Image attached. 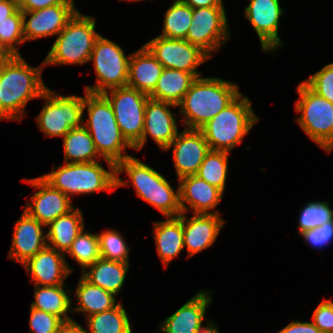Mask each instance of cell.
I'll use <instances>...</instances> for the list:
<instances>
[{
    "instance_id": "cell-1",
    "label": "cell",
    "mask_w": 333,
    "mask_h": 333,
    "mask_svg": "<svg viewBox=\"0 0 333 333\" xmlns=\"http://www.w3.org/2000/svg\"><path fill=\"white\" fill-rule=\"evenodd\" d=\"M240 94L235 83L220 78H196L180 106L186 129L199 130Z\"/></svg>"
},
{
    "instance_id": "cell-2",
    "label": "cell",
    "mask_w": 333,
    "mask_h": 333,
    "mask_svg": "<svg viewBox=\"0 0 333 333\" xmlns=\"http://www.w3.org/2000/svg\"><path fill=\"white\" fill-rule=\"evenodd\" d=\"M43 66L44 62L40 67L29 66L21 55L0 62L1 102L16 121L26 114L24 107L28 101L40 98L47 88L41 77Z\"/></svg>"
},
{
    "instance_id": "cell-3",
    "label": "cell",
    "mask_w": 333,
    "mask_h": 333,
    "mask_svg": "<svg viewBox=\"0 0 333 333\" xmlns=\"http://www.w3.org/2000/svg\"><path fill=\"white\" fill-rule=\"evenodd\" d=\"M83 108L88 109V120L83 126L90 133L99 155L110 169L131 155H122L126 147H134L125 139L116 122L113 108L103 94L85 92Z\"/></svg>"
},
{
    "instance_id": "cell-4",
    "label": "cell",
    "mask_w": 333,
    "mask_h": 333,
    "mask_svg": "<svg viewBox=\"0 0 333 333\" xmlns=\"http://www.w3.org/2000/svg\"><path fill=\"white\" fill-rule=\"evenodd\" d=\"M125 171L132 181L136 194L154 206L165 217H177L182 213L179 186L177 191L156 170L138 159L128 156L116 165V187L128 186L118 175Z\"/></svg>"
},
{
    "instance_id": "cell-5",
    "label": "cell",
    "mask_w": 333,
    "mask_h": 333,
    "mask_svg": "<svg viewBox=\"0 0 333 333\" xmlns=\"http://www.w3.org/2000/svg\"><path fill=\"white\" fill-rule=\"evenodd\" d=\"M248 97L240 93L199 130L210 150L231 152L258 121Z\"/></svg>"
},
{
    "instance_id": "cell-6",
    "label": "cell",
    "mask_w": 333,
    "mask_h": 333,
    "mask_svg": "<svg viewBox=\"0 0 333 333\" xmlns=\"http://www.w3.org/2000/svg\"><path fill=\"white\" fill-rule=\"evenodd\" d=\"M96 21L79 11L68 21L53 43L44 66L50 64H84L89 62L96 39L100 34L95 31Z\"/></svg>"
},
{
    "instance_id": "cell-7",
    "label": "cell",
    "mask_w": 333,
    "mask_h": 333,
    "mask_svg": "<svg viewBox=\"0 0 333 333\" xmlns=\"http://www.w3.org/2000/svg\"><path fill=\"white\" fill-rule=\"evenodd\" d=\"M104 169L99 161L85 163H66L53 167L51 173L42 177L54 188L70 197L74 194H89L115 190L116 169Z\"/></svg>"
},
{
    "instance_id": "cell-8",
    "label": "cell",
    "mask_w": 333,
    "mask_h": 333,
    "mask_svg": "<svg viewBox=\"0 0 333 333\" xmlns=\"http://www.w3.org/2000/svg\"><path fill=\"white\" fill-rule=\"evenodd\" d=\"M295 110L302 130L327 153L333 150V103L319 96L305 82L298 85Z\"/></svg>"
},
{
    "instance_id": "cell-9",
    "label": "cell",
    "mask_w": 333,
    "mask_h": 333,
    "mask_svg": "<svg viewBox=\"0 0 333 333\" xmlns=\"http://www.w3.org/2000/svg\"><path fill=\"white\" fill-rule=\"evenodd\" d=\"M130 56H125L120 46L100 35L89 59L94 62L97 81L94 86H87L85 92L103 94L107 89L127 86Z\"/></svg>"
},
{
    "instance_id": "cell-10",
    "label": "cell",
    "mask_w": 333,
    "mask_h": 333,
    "mask_svg": "<svg viewBox=\"0 0 333 333\" xmlns=\"http://www.w3.org/2000/svg\"><path fill=\"white\" fill-rule=\"evenodd\" d=\"M40 98L45 99V105L36 120L45 136L64 137L71 129L83 126L84 97L63 96L46 88Z\"/></svg>"
},
{
    "instance_id": "cell-11",
    "label": "cell",
    "mask_w": 333,
    "mask_h": 333,
    "mask_svg": "<svg viewBox=\"0 0 333 333\" xmlns=\"http://www.w3.org/2000/svg\"><path fill=\"white\" fill-rule=\"evenodd\" d=\"M103 95L110 102L122 135L134 147L143 134L145 106L149 95L125 86L110 89Z\"/></svg>"
},
{
    "instance_id": "cell-12",
    "label": "cell",
    "mask_w": 333,
    "mask_h": 333,
    "mask_svg": "<svg viewBox=\"0 0 333 333\" xmlns=\"http://www.w3.org/2000/svg\"><path fill=\"white\" fill-rule=\"evenodd\" d=\"M224 7L194 8L186 41L200 48L210 58L229 38Z\"/></svg>"
},
{
    "instance_id": "cell-13",
    "label": "cell",
    "mask_w": 333,
    "mask_h": 333,
    "mask_svg": "<svg viewBox=\"0 0 333 333\" xmlns=\"http://www.w3.org/2000/svg\"><path fill=\"white\" fill-rule=\"evenodd\" d=\"M163 68L177 69L201 76L197 67L210 57L185 39H170L157 36L145 44Z\"/></svg>"
},
{
    "instance_id": "cell-14",
    "label": "cell",
    "mask_w": 333,
    "mask_h": 333,
    "mask_svg": "<svg viewBox=\"0 0 333 333\" xmlns=\"http://www.w3.org/2000/svg\"><path fill=\"white\" fill-rule=\"evenodd\" d=\"M35 189H40L32 197V203H27L24 211L47 227L59 216L74 209L71 197L54 188L42 176L27 180Z\"/></svg>"
},
{
    "instance_id": "cell-15",
    "label": "cell",
    "mask_w": 333,
    "mask_h": 333,
    "mask_svg": "<svg viewBox=\"0 0 333 333\" xmlns=\"http://www.w3.org/2000/svg\"><path fill=\"white\" fill-rule=\"evenodd\" d=\"M173 147V159L178 180L196 175L201 163L210 152V147L202 132L197 129H184L164 150Z\"/></svg>"
},
{
    "instance_id": "cell-16",
    "label": "cell",
    "mask_w": 333,
    "mask_h": 333,
    "mask_svg": "<svg viewBox=\"0 0 333 333\" xmlns=\"http://www.w3.org/2000/svg\"><path fill=\"white\" fill-rule=\"evenodd\" d=\"M168 107H176V105L158 101L149 98L145 106L144 126L141 140L134 146L135 150H140L144 146L147 136L165 150L178 134V127L171 109Z\"/></svg>"
},
{
    "instance_id": "cell-17",
    "label": "cell",
    "mask_w": 333,
    "mask_h": 333,
    "mask_svg": "<svg viewBox=\"0 0 333 333\" xmlns=\"http://www.w3.org/2000/svg\"><path fill=\"white\" fill-rule=\"evenodd\" d=\"M75 4H60L35 11H22L25 41L59 34L78 11ZM27 16H31L26 21Z\"/></svg>"
},
{
    "instance_id": "cell-18",
    "label": "cell",
    "mask_w": 333,
    "mask_h": 333,
    "mask_svg": "<svg viewBox=\"0 0 333 333\" xmlns=\"http://www.w3.org/2000/svg\"><path fill=\"white\" fill-rule=\"evenodd\" d=\"M279 3V0H250L245 8V17L257 32L265 52L282 45L278 36V24L283 9Z\"/></svg>"
},
{
    "instance_id": "cell-19",
    "label": "cell",
    "mask_w": 333,
    "mask_h": 333,
    "mask_svg": "<svg viewBox=\"0 0 333 333\" xmlns=\"http://www.w3.org/2000/svg\"><path fill=\"white\" fill-rule=\"evenodd\" d=\"M37 286H57L72 273L64 253L46 246L22 264Z\"/></svg>"
},
{
    "instance_id": "cell-20",
    "label": "cell",
    "mask_w": 333,
    "mask_h": 333,
    "mask_svg": "<svg viewBox=\"0 0 333 333\" xmlns=\"http://www.w3.org/2000/svg\"><path fill=\"white\" fill-rule=\"evenodd\" d=\"M42 226L45 225L24 211L15 223L8 258L23 264L44 249L47 246V235H43Z\"/></svg>"
},
{
    "instance_id": "cell-21",
    "label": "cell",
    "mask_w": 333,
    "mask_h": 333,
    "mask_svg": "<svg viewBox=\"0 0 333 333\" xmlns=\"http://www.w3.org/2000/svg\"><path fill=\"white\" fill-rule=\"evenodd\" d=\"M225 221L216 213H194L187 219L183 213V240L188 256L210 247L216 240Z\"/></svg>"
},
{
    "instance_id": "cell-22",
    "label": "cell",
    "mask_w": 333,
    "mask_h": 333,
    "mask_svg": "<svg viewBox=\"0 0 333 333\" xmlns=\"http://www.w3.org/2000/svg\"><path fill=\"white\" fill-rule=\"evenodd\" d=\"M178 181L182 213L185 214L188 211L187 204L193 210V214H219L216 211H209L221 202L223 192L219 188L212 186L197 175L185 176Z\"/></svg>"
},
{
    "instance_id": "cell-23",
    "label": "cell",
    "mask_w": 333,
    "mask_h": 333,
    "mask_svg": "<svg viewBox=\"0 0 333 333\" xmlns=\"http://www.w3.org/2000/svg\"><path fill=\"white\" fill-rule=\"evenodd\" d=\"M209 293L210 291L200 290L174 314L166 318L163 324H160L159 330L164 333H196L212 301Z\"/></svg>"
},
{
    "instance_id": "cell-24",
    "label": "cell",
    "mask_w": 333,
    "mask_h": 333,
    "mask_svg": "<svg viewBox=\"0 0 333 333\" xmlns=\"http://www.w3.org/2000/svg\"><path fill=\"white\" fill-rule=\"evenodd\" d=\"M163 65L143 45L129 59L127 86L149 95L155 88Z\"/></svg>"
},
{
    "instance_id": "cell-25",
    "label": "cell",
    "mask_w": 333,
    "mask_h": 333,
    "mask_svg": "<svg viewBox=\"0 0 333 333\" xmlns=\"http://www.w3.org/2000/svg\"><path fill=\"white\" fill-rule=\"evenodd\" d=\"M166 218V221L153 224V238H155L158 255L167 268L172 259L184 249L183 213L177 217Z\"/></svg>"
},
{
    "instance_id": "cell-26",
    "label": "cell",
    "mask_w": 333,
    "mask_h": 333,
    "mask_svg": "<svg viewBox=\"0 0 333 333\" xmlns=\"http://www.w3.org/2000/svg\"><path fill=\"white\" fill-rule=\"evenodd\" d=\"M195 79L196 77L192 73L163 68L149 98L168 102L178 107Z\"/></svg>"
},
{
    "instance_id": "cell-27",
    "label": "cell",
    "mask_w": 333,
    "mask_h": 333,
    "mask_svg": "<svg viewBox=\"0 0 333 333\" xmlns=\"http://www.w3.org/2000/svg\"><path fill=\"white\" fill-rule=\"evenodd\" d=\"M79 208L59 216L51 222L47 231V246L59 252H68L72 242L84 229V218Z\"/></svg>"
},
{
    "instance_id": "cell-28",
    "label": "cell",
    "mask_w": 333,
    "mask_h": 333,
    "mask_svg": "<svg viewBox=\"0 0 333 333\" xmlns=\"http://www.w3.org/2000/svg\"><path fill=\"white\" fill-rule=\"evenodd\" d=\"M87 268L90 271L84 270L82 274L87 281L117 296L124 284L129 263L99 258Z\"/></svg>"
},
{
    "instance_id": "cell-29",
    "label": "cell",
    "mask_w": 333,
    "mask_h": 333,
    "mask_svg": "<svg viewBox=\"0 0 333 333\" xmlns=\"http://www.w3.org/2000/svg\"><path fill=\"white\" fill-rule=\"evenodd\" d=\"M75 296L79 306L71 312H87V315L83 313L86 317L110 310L117 305L113 293L91 284L82 275L75 290Z\"/></svg>"
},
{
    "instance_id": "cell-30",
    "label": "cell",
    "mask_w": 333,
    "mask_h": 333,
    "mask_svg": "<svg viewBox=\"0 0 333 333\" xmlns=\"http://www.w3.org/2000/svg\"><path fill=\"white\" fill-rule=\"evenodd\" d=\"M66 286V284L57 286L35 285V301L32 302L31 307L54 314L60 317L63 321L71 320L72 318H70L67 313L72 310V301L68 296L70 291H65L64 287Z\"/></svg>"
},
{
    "instance_id": "cell-31",
    "label": "cell",
    "mask_w": 333,
    "mask_h": 333,
    "mask_svg": "<svg viewBox=\"0 0 333 333\" xmlns=\"http://www.w3.org/2000/svg\"><path fill=\"white\" fill-rule=\"evenodd\" d=\"M63 146L65 163L95 162L97 157L101 158L90 133L84 126L71 129L63 137Z\"/></svg>"
},
{
    "instance_id": "cell-32",
    "label": "cell",
    "mask_w": 333,
    "mask_h": 333,
    "mask_svg": "<svg viewBox=\"0 0 333 333\" xmlns=\"http://www.w3.org/2000/svg\"><path fill=\"white\" fill-rule=\"evenodd\" d=\"M87 321L88 333H132L131 323L121 303L110 310L87 317Z\"/></svg>"
},
{
    "instance_id": "cell-33",
    "label": "cell",
    "mask_w": 333,
    "mask_h": 333,
    "mask_svg": "<svg viewBox=\"0 0 333 333\" xmlns=\"http://www.w3.org/2000/svg\"><path fill=\"white\" fill-rule=\"evenodd\" d=\"M193 9L181 0H175L164 14V28L159 36L185 39L192 22Z\"/></svg>"
},
{
    "instance_id": "cell-34",
    "label": "cell",
    "mask_w": 333,
    "mask_h": 333,
    "mask_svg": "<svg viewBox=\"0 0 333 333\" xmlns=\"http://www.w3.org/2000/svg\"><path fill=\"white\" fill-rule=\"evenodd\" d=\"M228 153L210 150L196 174L212 186L219 188L223 193L228 170Z\"/></svg>"
},
{
    "instance_id": "cell-35",
    "label": "cell",
    "mask_w": 333,
    "mask_h": 333,
    "mask_svg": "<svg viewBox=\"0 0 333 333\" xmlns=\"http://www.w3.org/2000/svg\"><path fill=\"white\" fill-rule=\"evenodd\" d=\"M67 253L82 266V272L87 270L88 266L101 258L98 235L96 233H84L83 229L72 242Z\"/></svg>"
},
{
    "instance_id": "cell-36",
    "label": "cell",
    "mask_w": 333,
    "mask_h": 333,
    "mask_svg": "<svg viewBox=\"0 0 333 333\" xmlns=\"http://www.w3.org/2000/svg\"><path fill=\"white\" fill-rule=\"evenodd\" d=\"M99 238L100 256L102 259L129 263V248L122 235L116 230H107L97 234Z\"/></svg>"
},
{
    "instance_id": "cell-37",
    "label": "cell",
    "mask_w": 333,
    "mask_h": 333,
    "mask_svg": "<svg viewBox=\"0 0 333 333\" xmlns=\"http://www.w3.org/2000/svg\"><path fill=\"white\" fill-rule=\"evenodd\" d=\"M22 21V10L18 9L0 23V43L11 55H21L15 46L25 42Z\"/></svg>"
},
{
    "instance_id": "cell-38",
    "label": "cell",
    "mask_w": 333,
    "mask_h": 333,
    "mask_svg": "<svg viewBox=\"0 0 333 333\" xmlns=\"http://www.w3.org/2000/svg\"><path fill=\"white\" fill-rule=\"evenodd\" d=\"M333 219V210L327 202H308L300 212L299 234L314 229Z\"/></svg>"
},
{
    "instance_id": "cell-39",
    "label": "cell",
    "mask_w": 333,
    "mask_h": 333,
    "mask_svg": "<svg viewBox=\"0 0 333 333\" xmlns=\"http://www.w3.org/2000/svg\"><path fill=\"white\" fill-rule=\"evenodd\" d=\"M304 82L319 96L333 103V63L325 65Z\"/></svg>"
},
{
    "instance_id": "cell-40",
    "label": "cell",
    "mask_w": 333,
    "mask_h": 333,
    "mask_svg": "<svg viewBox=\"0 0 333 333\" xmlns=\"http://www.w3.org/2000/svg\"><path fill=\"white\" fill-rule=\"evenodd\" d=\"M63 322L54 314L30 307V333H56Z\"/></svg>"
},
{
    "instance_id": "cell-41",
    "label": "cell",
    "mask_w": 333,
    "mask_h": 333,
    "mask_svg": "<svg viewBox=\"0 0 333 333\" xmlns=\"http://www.w3.org/2000/svg\"><path fill=\"white\" fill-rule=\"evenodd\" d=\"M313 324L323 333H333V302L322 301L314 310Z\"/></svg>"
},
{
    "instance_id": "cell-42",
    "label": "cell",
    "mask_w": 333,
    "mask_h": 333,
    "mask_svg": "<svg viewBox=\"0 0 333 333\" xmlns=\"http://www.w3.org/2000/svg\"><path fill=\"white\" fill-rule=\"evenodd\" d=\"M300 235L304 237L305 242L322 249L333 239V219L319 227L304 231Z\"/></svg>"
},
{
    "instance_id": "cell-43",
    "label": "cell",
    "mask_w": 333,
    "mask_h": 333,
    "mask_svg": "<svg viewBox=\"0 0 333 333\" xmlns=\"http://www.w3.org/2000/svg\"><path fill=\"white\" fill-rule=\"evenodd\" d=\"M60 4H74V0H18V9L35 11Z\"/></svg>"
},
{
    "instance_id": "cell-44",
    "label": "cell",
    "mask_w": 333,
    "mask_h": 333,
    "mask_svg": "<svg viewBox=\"0 0 333 333\" xmlns=\"http://www.w3.org/2000/svg\"><path fill=\"white\" fill-rule=\"evenodd\" d=\"M277 333H323L313 322L293 321Z\"/></svg>"
},
{
    "instance_id": "cell-45",
    "label": "cell",
    "mask_w": 333,
    "mask_h": 333,
    "mask_svg": "<svg viewBox=\"0 0 333 333\" xmlns=\"http://www.w3.org/2000/svg\"><path fill=\"white\" fill-rule=\"evenodd\" d=\"M18 10V0H0V23Z\"/></svg>"
},
{
    "instance_id": "cell-46",
    "label": "cell",
    "mask_w": 333,
    "mask_h": 333,
    "mask_svg": "<svg viewBox=\"0 0 333 333\" xmlns=\"http://www.w3.org/2000/svg\"><path fill=\"white\" fill-rule=\"evenodd\" d=\"M183 3L194 8L203 7H224L222 0H181Z\"/></svg>"
},
{
    "instance_id": "cell-47",
    "label": "cell",
    "mask_w": 333,
    "mask_h": 333,
    "mask_svg": "<svg viewBox=\"0 0 333 333\" xmlns=\"http://www.w3.org/2000/svg\"><path fill=\"white\" fill-rule=\"evenodd\" d=\"M56 333H88L87 330L77 324L73 319L64 321L58 328Z\"/></svg>"
},
{
    "instance_id": "cell-48",
    "label": "cell",
    "mask_w": 333,
    "mask_h": 333,
    "mask_svg": "<svg viewBox=\"0 0 333 333\" xmlns=\"http://www.w3.org/2000/svg\"><path fill=\"white\" fill-rule=\"evenodd\" d=\"M207 326H202V322L199 325L196 333H219L217 326L211 323V321H207Z\"/></svg>"
},
{
    "instance_id": "cell-49",
    "label": "cell",
    "mask_w": 333,
    "mask_h": 333,
    "mask_svg": "<svg viewBox=\"0 0 333 333\" xmlns=\"http://www.w3.org/2000/svg\"><path fill=\"white\" fill-rule=\"evenodd\" d=\"M3 119H12V120H15L3 107V104L1 102V93H0V120H3Z\"/></svg>"
},
{
    "instance_id": "cell-50",
    "label": "cell",
    "mask_w": 333,
    "mask_h": 333,
    "mask_svg": "<svg viewBox=\"0 0 333 333\" xmlns=\"http://www.w3.org/2000/svg\"><path fill=\"white\" fill-rule=\"evenodd\" d=\"M12 55L0 43V62L8 60Z\"/></svg>"
}]
</instances>
